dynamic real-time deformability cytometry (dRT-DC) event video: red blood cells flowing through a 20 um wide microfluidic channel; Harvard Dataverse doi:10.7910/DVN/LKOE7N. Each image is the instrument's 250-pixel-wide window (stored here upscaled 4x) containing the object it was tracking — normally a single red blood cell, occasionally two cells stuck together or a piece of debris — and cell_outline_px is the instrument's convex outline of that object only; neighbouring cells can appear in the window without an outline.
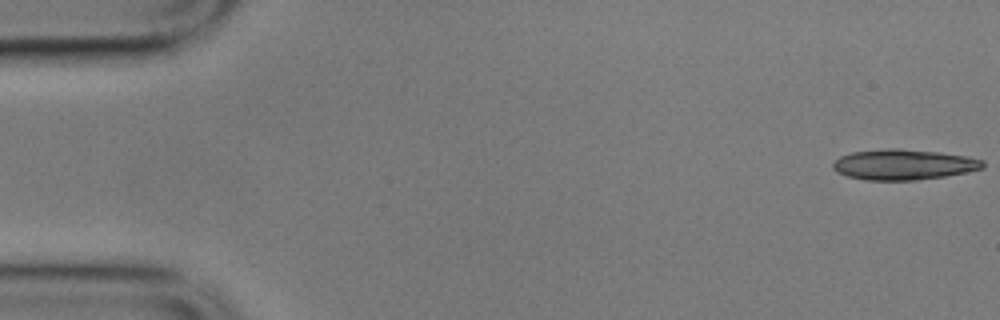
{"species": "common noctule bat (a hibernating species)", "species_latin": "Nyctalus noctula", "temperature_condition": "cold", "stored_images_in_passage": 50, "camera_frame_rate_fps": 3000, "um_per_image_px": 0.085, "animal": {"sex": "male", "body_mass_g": 17.9}, "frame": {"image": 1, "passage_image": 1, "time_ms": 0.0, "image_size_px": [1000, 320], "cell_outline_px": [[984, 168], [944, 176], [916, 180], [864, 180], [848, 176], [836, 172], [832, 168], [832, 164], [840, 156], [852, 152], [888, 148], [900, 148], [936, 152], [964, 156], [984, 160]], "centroid_in_image_um": [76.76, 13.99], "position_along_channel_um": 8.2, "area_um2": 26.47}}
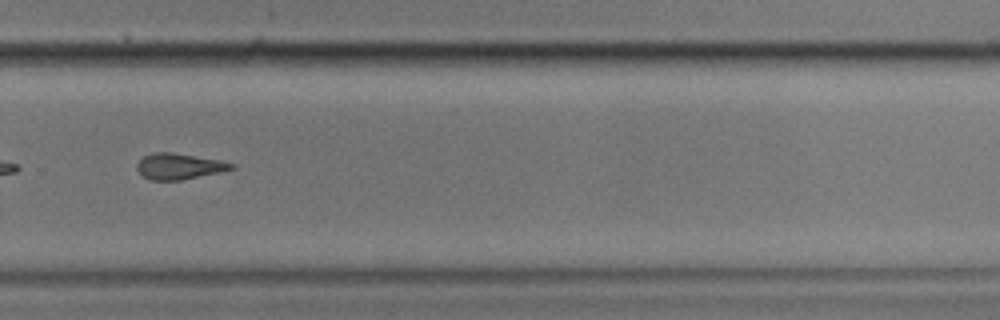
{"frame": {"image": 2, "passage_image": 39, "time_ms": 12.667, "image_size_px": [1000, 320], "cell_outline_px": [[236, 168], [220, 172], [180, 180], [148, 180], [136, 168], [136, 164], [144, 156], [152, 152], [172, 152], [220, 160], [236, 164]], "centroid_in_image_um": [15.23, 14.13], "position_along_channel_um": 314.6, "area_um2": 14.28}}
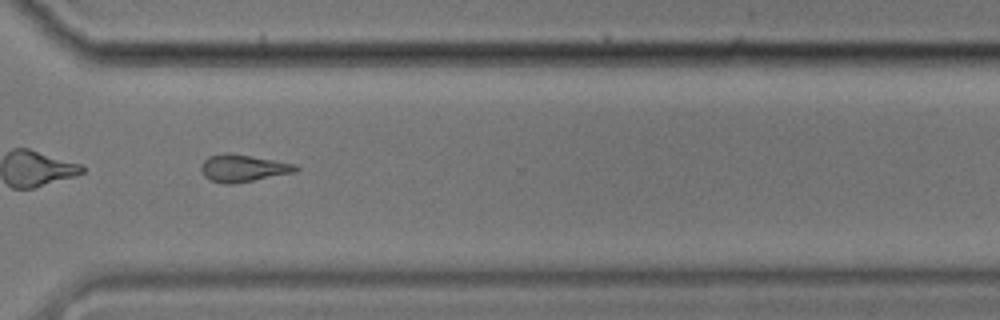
{"frame": {"image": 3, "passage_image": 42, "time_ms": 13.667, "image_size_px": [1000, 320], "cell_outline_px": [[300, 168], [296, 172], [232, 184], [224, 184], [208, 180], [204, 176], [200, 168], [200, 164], [208, 156], [248, 156], [296, 164]], "centroid_in_image_um": [20.66, 14.35], "position_along_channel_um": 349.9, "area_um2": 14.39}}